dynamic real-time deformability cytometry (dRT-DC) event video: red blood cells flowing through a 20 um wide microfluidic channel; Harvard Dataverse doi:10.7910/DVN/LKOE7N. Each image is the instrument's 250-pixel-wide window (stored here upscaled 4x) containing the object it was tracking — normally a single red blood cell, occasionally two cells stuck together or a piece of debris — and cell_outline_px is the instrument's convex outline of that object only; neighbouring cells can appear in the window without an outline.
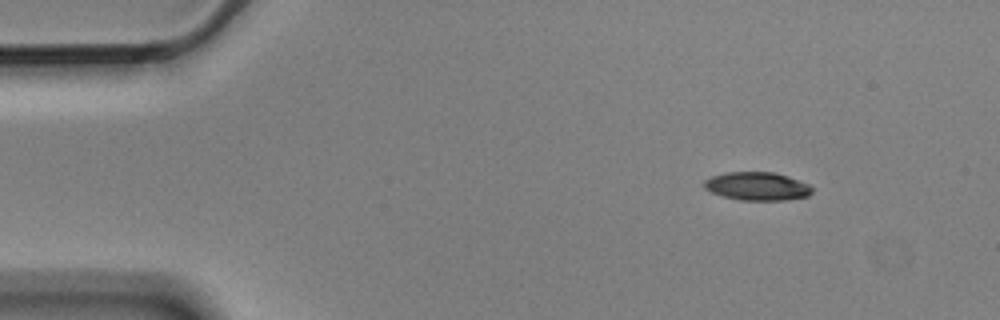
{"species": "Egyptian fruit bat (a non-hibernating species)", "species_latin": "Rousettus aegyptiacus", "temperature_condition": "cold", "stored_images_in_passage": 5, "camera_frame_rate_fps": 3000, "um_per_image_px": 0.085, "animal": {"sex": "male"}, "frame": {"image": 1, "passage_image": 1, "time_ms": 0.0, "image_size_px": [1000, 320], "cell_outline_px": [[812, 192], [808, 196], [788, 200], [740, 200], [724, 196], [712, 192], [704, 188], [704, 180], [712, 176], [724, 172], [776, 172], [788, 176], [808, 184], [812, 188]], "centroid_in_image_um": [64.36, 15.82], "position_along_channel_um": 20.6, "area_um2": 17.8}}
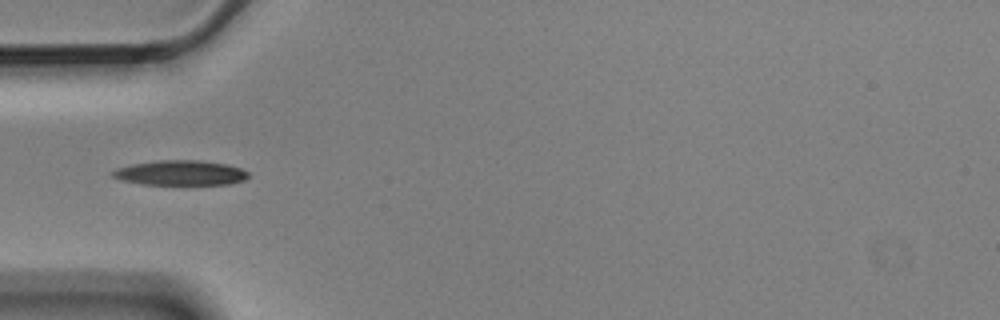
{"frame": {"image": 2, "passage_image": 4, "time_ms": 1.0, "image_size_px": [1000, 320], "cell_outline_px": [[248, 176], [244, 180], [228, 184], [144, 184], [124, 180], [112, 176], [112, 172], [116, 168], [132, 164], [156, 160], [200, 160], [228, 164], [240, 168], [248, 172]], "centroid_in_image_um": [15.36, 14.68], "position_along_channel_um": 69.6, "area_um2": 19.54}}
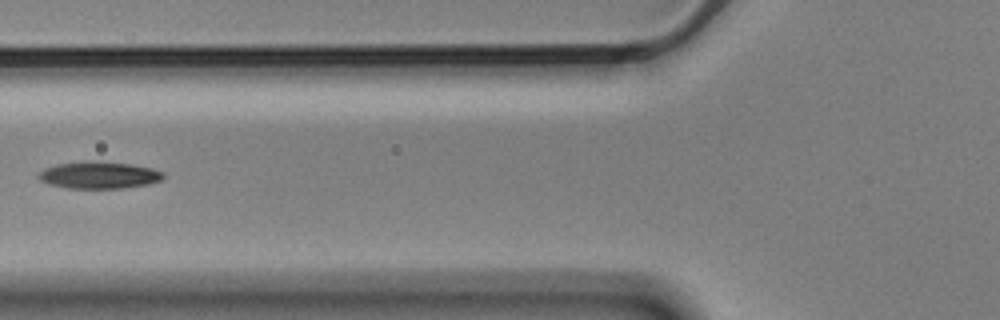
{"frame": {"image": 3, "passage_image": 5, "time_ms": 1.333, "image_size_px": [1000, 320], "cell_outline_px": [[164, 176], [160, 180], [148, 184], [124, 188], [68, 188], [48, 184], [40, 180], [36, 176], [44, 168], [56, 164], [132, 164], [152, 168], [164, 172]], "centroid_in_image_um": [8.43, 14.94], "position_along_channel_um": 117.4, "area_um2": 18.67}}